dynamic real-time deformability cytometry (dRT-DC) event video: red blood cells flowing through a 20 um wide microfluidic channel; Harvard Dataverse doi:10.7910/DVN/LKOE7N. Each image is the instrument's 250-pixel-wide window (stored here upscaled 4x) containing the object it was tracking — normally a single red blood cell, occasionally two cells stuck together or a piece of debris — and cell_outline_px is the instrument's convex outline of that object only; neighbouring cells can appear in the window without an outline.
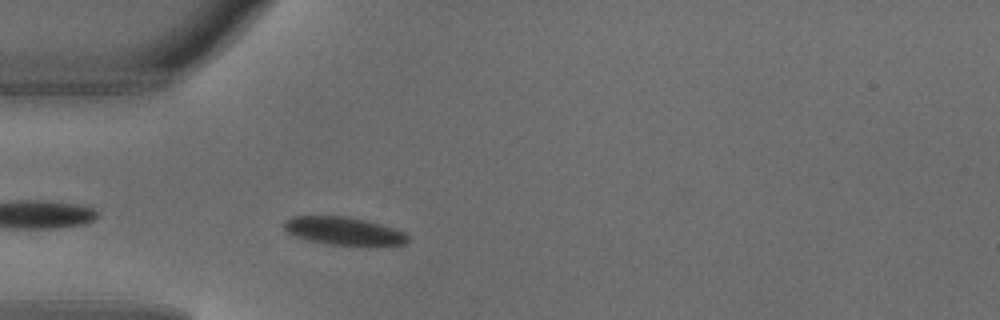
{"species": "common noctule bat (a hibernating species)", "species_latin": "Nyctalus noctula", "temperature_condition": "warm", "stored_images_in_passage": 3, "camera_frame_rate_fps": 3000, "um_per_image_px": 0.085, "animal": {"sex": "male", "body_mass_g": 18.8}, "frame": {"image": 1, "passage_image": 3, "time_ms": 0.667, "image_size_px": [1000, 320], "cell_outline_px": [[412, 240], [404, 244], [376, 248], [328, 244], [308, 240], [296, 236], [288, 232], [284, 228], [284, 220], [292, 216], [348, 216], [368, 220], [404, 232]], "centroid_in_image_um": [29.31, 19.67], "position_along_channel_um": 55.7, "area_um2": 20.92}}